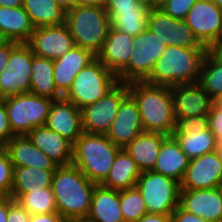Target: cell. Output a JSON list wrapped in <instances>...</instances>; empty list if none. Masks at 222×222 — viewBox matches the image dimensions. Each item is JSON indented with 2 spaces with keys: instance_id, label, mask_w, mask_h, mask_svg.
Instances as JSON below:
<instances>
[{
  "instance_id": "30",
  "label": "cell",
  "mask_w": 222,
  "mask_h": 222,
  "mask_svg": "<svg viewBox=\"0 0 222 222\" xmlns=\"http://www.w3.org/2000/svg\"><path fill=\"white\" fill-rule=\"evenodd\" d=\"M53 60L33 54L30 93L52 100L61 99L53 79Z\"/></svg>"
},
{
  "instance_id": "43",
  "label": "cell",
  "mask_w": 222,
  "mask_h": 222,
  "mask_svg": "<svg viewBox=\"0 0 222 222\" xmlns=\"http://www.w3.org/2000/svg\"><path fill=\"white\" fill-rule=\"evenodd\" d=\"M171 222H208L205 219L186 212L180 206L171 214Z\"/></svg>"
},
{
  "instance_id": "34",
  "label": "cell",
  "mask_w": 222,
  "mask_h": 222,
  "mask_svg": "<svg viewBox=\"0 0 222 222\" xmlns=\"http://www.w3.org/2000/svg\"><path fill=\"white\" fill-rule=\"evenodd\" d=\"M15 201L30 215L57 212L52 188L43 189L38 185L30 193L20 194Z\"/></svg>"
},
{
  "instance_id": "61",
  "label": "cell",
  "mask_w": 222,
  "mask_h": 222,
  "mask_svg": "<svg viewBox=\"0 0 222 222\" xmlns=\"http://www.w3.org/2000/svg\"><path fill=\"white\" fill-rule=\"evenodd\" d=\"M218 189L220 190L221 196H222V182L218 185Z\"/></svg>"
},
{
  "instance_id": "20",
  "label": "cell",
  "mask_w": 222,
  "mask_h": 222,
  "mask_svg": "<svg viewBox=\"0 0 222 222\" xmlns=\"http://www.w3.org/2000/svg\"><path fill=\"white\" fill-rule=\"evenodd\" d=\"M95 57L90 50L74 46L63 56L53 60L54 84L62 97L68 92L76 75Z\"/></svg>"
},
{
  "instance_id": "50",
  "label": "cell",
  "mask_w": 222,
  "mask_h": 222,
  "mask_svg": "<svg viewBox=\"0 0 222 222\" xmlns=\"http://www.w3.org/2000/svg\"><path fill=\"white\" fill-rule=\"evenodd\" d=\"M65 12L72 10L76 5V0H54Z\"/></svg>"
},
{
  "instance_id": "3",
  "label": "cell",
  "mask_w": 222,
  "mask_h": 222,
  "mask_svg": "<svg viewBox=\"0 0 222 222\" xmlns=\"http://www.w3.org/2000/svg\"><path fill=\"white\" fill-rule=\"evenodd\" d=\"M206 53L207 48L167 46L145 82L168 87L198 83Z\"/></svg>"
},
{
  "instance_id": "54",
  "label": "cell",
  "mask_w": 222,
  "mask_h": 222,
  "mask_svg": "<svg viewBox=\"0 0 222 222\" xmlns=\"http://www.w3.org/2000/svg\"><path fill=\"white\" fill-rule=\"evenodd\" d=\"M10 40L0 32V48L4 45H6Z\"/></svg>"
},
{
  "instance_id": "46",
  "label": "cell",
  "mask_w": 222,
  "mask_h": 222,
  "mask_svg": "<svg viewBox=\"0 0 222 222\" xmlns=\"http://www.w3.org/2000/svg\"><path fill=\"white\" fill-rule=\"evenodd\" d=\"M19 43L14 41H9L6 45L0 48V73L5 68L6 63L9 61L11 51L18 45Z\"/></svg>"
},
{
  "instance_id": "1",
  "label": "cell",
  "mask_w": 222,
  "mask_h": 222,
  "mask_svg": "<svg viewBox=\"0 0 222 222\" xmlns=\"http://www.w3.org/2000/svg\"><path fill=\"white\" fill-rule=\"evenodd\" d=\"M128 90L138 105L143 130L172 136L176 119L171 87L134 81Z\"/></svg>"
},
{
  "instance_id": "36",
  "label": "cell",
  "mask_w": 222,
  "mask_h": 222,
  "mask_svg": "<svg viewBox=\"0 0 222 222\" xmlns=\"http://www.w3.org/2000/svg\"><path fill=\"white\" fill-rule=\"evenodd\" d=\"M119 200L125 222H137L148 213L142 194L136 186L119 190Z\"/></svg>"
},
{
  "instance_id": "53",
  "label": "cell",
  "mask_w": 222,
  "mask_h": 222,
  "mask_svg": "<svg viewBox=\"0 0 222 222\" xmlns=\"http://www.w3.org/2000/svg\"><path fill=\"white\" fill-rule=\"evenodd\" d=\"M67 222H96V221L86 216V217L73 218V219L67 220Z\"/></svg>"
},
{
  "instance_id": "6",
  "label": "cell",
  "mask_w": 222,
  "mask_h": 222,
  "mask_svg": "<svg viewBox=\"0 0 222 222\" xmlns=\"http://www.w3.org/2000/svg\"><path fill=\"white\" fill-rule=\"evenodd\" d=\"M118 83L117 75L95 57L76 75L63 98L82 109L105 96Z\"/></svg>"
},
{
  "instance_id": "27",
  "label": "cell",
  "mask_w": 222,
  "mask_h": 222,
  "mask_svg": "<svg viewBox=\"0 0 222 222\" xmlns=\"http://www.w3.org/2000/svg\"><path fill=\"white\" fill-rule=\"evenodd\" d=\"M140 175L141 171L136 162L124 148H121L106 179L100 185L115 190L132 188L136 186Z\"/></svg>"
},
{
  "instance_id": "44",
  "label": "cell",
  "mask_w": 222,
  "mask_h": 222,
  "mask_svg": "<svg viewBox=\"0 0 222 222\" xmlns=\"http://www.w3.org/2000/svg\"><path fill=\"white\" fill-rule=\"evenodd\" d=\"M141 0H107L105 9H135Z\"/></svg>"
},
{
  "instance_id": "25",
  "label": "cell",
  "mask_w": 222,
  "mask_h": 222,
  "mask_svg": "<svg viewBox=\"0 0 222 222\" xmlns=\"http://www.w3.org/2000/svg\"><path fill=\"white\" fill-rule=\"evenodd\" d=\"M166 137L162 133L143 131L124 149L136 162L141 172L152 171L159 155L160 146Z\"/></svg>"
},
{
  "instance_id": "4",
  "label": "cell",
  "mask_w": 222,
  "mask_h": 222,
  "mask_svg": "<svg viewBox=\"0 0 222 222\" xmlns=\"http://www.w3.org/2000/svg\"><path fill=\"white\" fill-rule=\"evenodd\" d=\"M120 149L106 134L83 132L73 144L72 164L91 182L100 185L106 179Z\"/></svg>"
},
{
  "instance_id": "38",
  "label": "cell",
  "mask_w": 222,
  "mask_h": 222,
  "mask_svg": "<svg viewBox=\"0 0 222 222\" xmlns=\"http://www.w3.org/2000/svg\"><path fill=\"white\" fill-rule=\"evenodd\" d=\"M208 128V115L180 118L176 120L175 129L172 134L193 135L192 131H204Z\"/></svg>"
},
{
  "instance_id": "17",
  "label": "cell",
  "mask_w": 222,
  "mask_h": 222,
  "mask_svg": "<svg viewBox=\"0 0 222 222\" xmlns=\"http://www.w3.org/2000/svg\"><path fill=\"white\" fill-rule=\"evenodd\" d=\"M179 206L208 222H222V196L218 187L180 190Z\"/></svg>"
},
{
  "instance_id": "49",
  "label": "cell",
  "mask_w": 222,
  "mask_h": 222,
  "mask_svg": "<svg viewBox=\"0 0 222 222\" xmlns=\"http://www.w3.org/2000/svg\"><path fill=\"white\" fill-rule=\"evenodd\" d=\"M107 0H76L77 5L105 8Z\"/></svg>"
},
{
  "instance_id": "7",
  "label": "cell",
  "mask_w": 222,
  "mask_h": 222,
  "mask_svg": "<svg viewBox=\"0 0 222 222\" xmlns=\"http://www.w3.org/2000/svg\"><path fill=\"white\" fill-rule=\"evenodd\" d=\"M2 100L15 136L27 135L34 128L45 125L54 101L32 93L19 94Z\"/></svg>"
},
{
  "instance_id": "52",
  "label": "cell",
  "mask_w": 222,
  "mask_h": 222,
  "mask_svg": "<svg viewBox=\"0 0 222 222\" xmlns=\"http://www.w3.org/2000/svg\"><path fill=\"white\" fill-rule=\"evenodd\" d=\"M24 0H0V7H20L23 6Z\"/></svg>"
},
{
  "instance_id": "56",
  "label": "cell",
  "mask_w": 222,
  "mask_h": 222,
  "mask_svg": "<svg viewBox=\"0 0 222 222\" xmlns=\"http://www.w3.org/2000/svg\"><path fill=\"white\" fill-rule=\"evenodd\" d=\"M214 102L222 107V93L214 100Z\"/></svg>"
},
{
  "instance_id": "37",
  "label": "cell",
  "mask_w": 222,
  "mask_h": 222,
  "mask_svg": "<svg viewBox=\"0 0 222 222\" xmlns=\"http://www.w3.org/2000/svg\"><path fill=\"white\" fill-rule=\"evenodd\" d=\"M14 167L5 146H0V190L10 197L13 187Z\"/></svg>"
},
{
  "instance_id": "5",
  "label": "cell",
  "mask_w": 222,
  "mask_h": 222,
  "mask_svg": "<svg viewBox=\"0 0 222 222\" xmlns=\"http://www.w3.org/2000/svg\"><path fill=\"white\" fill-rule=\"evenodd\" d=\"M65 23L75 46L90 50L95 56L102 49L111 28L105 8L76 5L66 12Z\"/></svg>"
},
{
  "instance_id": "11",
  "label": "cell",
  "mask_w": 222,
  "mask_h": 222,
  "mask_svg": "<svg viewBox=\"0 0 222 222\" xmlns=\"http://www.w3.org/2000/svg\"><path fill=\"white\" fill-rule=\"evenodd\" d=\"M33 51L27 43H19L0 73V99L30 93Z\"/></svg>"
},
{
  "instance_id": "40",
  "label": "cell",
  "mask_w": 222,
  "mask_h": 222,
  "mask_svg": "<svg viewBox=\"0 0 222 222\" xmlns=\"http://www.w3.org/2000/svg\"><path fill=\"white\" fill-rule=\"evenodd\" d=\"M208 118L210 131L214 135L217 143L222 142V107L214 102Z\"/></svg>"
},
{
  "instance_id": "16",
  "label": "cell",
  "mask_w": 222,
  "mask_h": 222,
  "mask_svg": "<svg viewBox=\"0 0 222 222\" xmlns=\"http://www.w3.org/2000/svg\"><path fill=\"white\" fill-rule=\"evenodd\" d=\"M175 119L208 115L214 100L199 83L171 87Z\"/></svg>"
},
{
  "instance_id": "9",
  "label": "cell",
  "mask_w": 222,
  "mask_h": 222,
  "mask_svg": "<svg viewBox=\"0 0 222 222\" xmlns=\"http://www.w3.org/2000/svg\"><path fill=\"white\" fill-rule=\"evenodd\" d=\"M136 187L149 214L170 215L179 206L180 183L154 171L141 172Z\"/></svg>"
},
{
  "instance_id": "57",
  "label": "cell",
  "mask_w": 222,
  "mask_h": 222,
  "mask_svg": "<svg viewBox=\"0 0 222 222\" xmlns=\"http://www.w3.org/2000/svg\"><path fill=\"white\" fill-rule=\"evenodd\" d=\"M167 0H154V7H159Z\"/></svg>"
},
{
  "instance_id": "60",
  "label": "cell",
  "mask_w": 222,
  "mask_h": 222,
  "mask_svg": "<svg viewBox=\"0 0 222 222\" xmlns=\"http://www.w3.org/2000/svg\"><path fill=\"white\" fill-rule=\"evenodd\" d=\"M147 2L151 7H154V0H141Z\"/></svg>"
},
{
  "instance_id": "2",
  "label": "cell",
  "mask_w": 222,
  "mask_h": 222,
  "mask_svg": "<svg viewBox=\"0 0 222 222\" xmlns=\"http://www.w3.org/2000/svg\"><path fill=\"white\" fill-rule=\"evenodd\" d=\"M96 185L75 165L58 166L52 179L57 212L66 220L88 216Z\"/></svg>"
},
{
  "instance_id": "42",
  "label": "cell",
  "mask_w": 222,
  "mask_h": 222,
  "mask_svg": "<svg viewBox=\"0 0 222 222\" xmlns=\"http://www.w3.org/2000/svg\"><path fill=\"white\" fill-rule=\"evenodd\" d=\"M31 215L21 207L15 200L8 197L7 222H29Z\"/></svg>"
},
{
  "instance_id": "29",
  "label": "cell",
  "mask_w": 222,
  "mask_h": 222,
  "mask_svg": "<svg viewBox=\"0 0 222 222\" xmlns=\"http://www.w3.org/2000/svg\"><path fill=\"white\" fill-rule=\"evenodd\" d=\"M152 7L142 1L135 9H105L111 27L131 36H137L148 28L149 11Z\"/></svg>"
},
{
  "instance_id": "14",
  "label": "cell",
  "mask_w": 222,
  "mask_h": 222,
  "mask_svg": "<svg viewBox=\"0 0 222 222\" xmlns=\"http://www.w3.org/2000/svg\"><path fill=\"white\" fill-rule=\"evenodd\" d=\"M33 54L47 59H57L75 46L74 39L66 23L34 28L27 43Z\"/></svg>"
},
{
  "instance_id": "8",
  "label": "cell",
  "mask_w": 222,
  "mask_h": 222,
  "mask_svg": "<svg viewBox=\"0 0 222 222\" xmlns=\"http://www.w3.org/2000/svg\"><path fill=\"white\" fill-rule=\"evenodd\" d=\"M166 47V43L149 28L139 33L134 37L128 64L117 74L118 82L145 81Z\"/></svg>"
},
{
  "instance_id": "55",
  "label": "cell",
  "mask_w": 222,
  "mask_h": 222,
  "mask_svg": "<svg viewBox=\"0 0 222 222\" xmlns=\"http://www.w3.org/2000/svg\"><path fill=\"white\" fill-rule=\"evenodd\" d=\"M217 151L222 163V142L218 143Z\"/></svg>"
},
{
  "instance_id": "21",
  "label": "cell",
  "mask_w": 222,
  "mask_h": 222,
  "mask_svg": "<svg viewBox=\"0 0 222 222\" xmlns=\"http://www.w3.org/2000/svg\"><path fill=\"white\" fill-rule=\"evenodd\" d=\"M58 166L70 165L73 160V144L46 125L38 126L26 135Z\"/></svg>"
},
{
  "instance_id": "15",
  "label": "cell",
  "mask_w": 222,
  "mask_h": 222,
  "mask_svg": "<svg viewBox=\"0 0 222 222\" xmlns=\"http://www.w3.org/2000/svg\"><path fill=\"white\" fill-rule=\"evenodd\" d=\"M222 182V163L215 150L190 159L180 189H212Z\"/></svg>"
},
{
  "instance_id": "41",
  "label": "cell",
  "mask_w": 222,
  "mask_h": 222,
  "mask_svg": "<svg viewBox=\"0 0 222 222\" xmlns=\"http://www.w3.org/2000/svg\"><path fill=\"white\" fill-rule=\"evenodd\" d=\"M14 135L12 132L5 104L0 99V146H4Z\"/></svg>"
},
{
  "instance_id": "18",
  "label": "cell",
  "mask_w": 222,
  "mask_h": 222,
  "mask_svg": "<svg viewBox=\"0 0 222 222\" xmlns=\"http://www.w3.org/2000/svg\"><path fill=\"white\" fill-rule=\"evenodd\" d=\"M143 131L138 105L129 94L121 102L117 116L106 136L115 145L124 148Z\"/></svg>"
},
{
  "instance_id": "10",
  "label": "cell",
  "mask_w": 222,
  "mask_h": 222,
  "mask_svg": "<svg viewBox=\"0 0 222 222\" xmlns=\"http://www.w3.org/2000/svg\"><path fill=\"white\" fill-rule=\"evenodd\" d=\"M129 95L128 83H118L105 96L81 109L82 129L90 134H107L121 102Z\"/></svg>"
},
{
  "instance_id": "32",
  "label": "cell",
  "mask_w": 222,
  "mask_h": 222,
  "mask_svg": "<svg viewBox=\"0 0 222 222\" xmlns=\"http://www.w3.org/2000/svg\"><path fill=\"white\" fill-rule=\"evenodd\" d=\"M23 8L35 28L65 23L66 12L54 0H24Z\"/></svg>"
},
{
  "instance_id": "24",
  "label": "cell",
  "mask_w": 222,
  "mask_h": 222,
  "mask_svg": "<svg viewBox=\"0 0 222 222\" xmlns=\"http://www.w3.org/2000/svg\"><path fill=\"white\" fill-rule=\"evenodd\" d=\"M189 162L190 158L182 151L175 138L167 136L160 146L159 155L152 171L181 183Z\"/></svg>"
},
{
  "instance_id": "26",
  "label": "cell",
  "mask_w": 222,
  "mask_h": 222,
  "mask_svg": "<svg viewBox=\"0 0 222 222\" xmlns=\"http://www.w3.org/2000/svg\"><path fill=\"white\" fill-rule=\"evenodd\" d=\"M88 217L96 222H125L119 200V190L96 185Z\"/></svg>"
},
{
  "instance_id": "28",
  "label": "cell",
  "mask_w": 222,
  "mask_h": 222,
  "mask_svg": "<svg viewBox=\"0 0 222 222\" xmlns=\"http://www.w3.org/2000/svg\"><path fill=\"white\" fill-rule=\"evenodd\" d=\"M34 28L23 6L0 7V32L10 41L28 43Z\"/></svg>"
},
{
  "instance_id": "39",
  "label": "cell",
  "mask_w": 222,
  "mask_h": 222,
  "mask_svg": "<svg viewBox=\"0 0 222 222\" xmlns=\"http://www.w3.org/2000/svg\"><path fill=\"white\" fill-rule=\"evenodd\" d=\"M197 0H167L159 6L161 10L172 18L185 19L190 8Z\"/></svg>"
},
{
  "instance_id": "13",
  "label": "cell",
  "mask_w": 222,
  "mask_h": 222,
  "mask_svg": "<svg viewBox=\"0 0 222 222\" xmlns=\"http://www.w3.org/2000/svg\"><path fill=\"white\" fill-rule=\"evenodd\" d=\"M184 20L198 41L207 48L222 38V8L211 0H197Z\"/></svg>"
},
{
  "instance_id": "45",
  "label": "cell",
  "mask_w": 222,
  "mask_h": 222,
  "mask_svg": "<svg viewBox=\"0 0 222 222\" xmlns=\"http://www.w3.org/2000/svg\"><path fill=\"white\" fill-rule=\"evenodd\" d=\"M29 222H67L58 212L31 215Z\"/></svg>"
},
{
  "instance_id": "23",
  "label": "cell",
  "mask_w": 222,
  "mask_h": 222,
  "mask_svg": "<svg viewBox=\"0 0 222 222\" xmlns=\"http://www.w3.org/2000/svg\"><path fill=\"white\" fill-rule=\"evenodd\" d=\"M4 146L13 167H35L43 170H56L58 167L26 135L13 136Z\"/></svg>"
},
{
  "instance_id": "35",
  "label": "cell",
  "mask_w": 222,
  "mask_h": 222,
  "mask_svg": "<svg viewBox=\"0 0 222 222\" xmlns=\"http://www.w3.org/2000/svg\"><path fill=\"white\" fill-rule=\"evenodd\" d=\"M208 95L215 100L222 93V63L206 53L198 82Z\"/></svg>"
},
{
  "instance_id": "47",
  "label": "cell",
  "mask_w": 222,
  "mask_h": 222,
  "mask_svg": "<svg viewBox=\"0 0 222 222\" xmlns=\"http://www.w3.org/2000/svg\"><path fill=\"white\" fill-rule=\"evenodd\" d=\"M207 52L218 62L222 63V38L212 43Z\"/></svg>"
},
{
  "instance_id": "59",
  "label": "cell",
  "mask_w": 222,
  "mask_h": 222,
  "mask_svg": "<svg viewBox=\"0 0 222 222\" xmlns=\"http://www.w3.org/2000/svg\"><path fill=\"white\" fill-rule=\"evenodd\" d=\"M7 196L0 190V202H2Z\"/></svg>"
},
{
  "instance_id": "33",
  "label": "cell",
  "mask_w": 222,
  "mask_h": 222,
  "mask_svg": "<svg viewBox=\"0 0 222 222\" xmlns=\"http://www.w3.org/2000/svg\"><path fill=\"white\" fill-rule=\"evenodd\" d=\"M192 132L193 135L172 134L182 151L190 159L217 150L218 143L209 128L204 131Z\"/></svg>"
},
{
  "instance_id": "31",
  "label": "cell",
  "mask_w": 222,
  "mask_h": 222,
  "mask_svg": "<svg viewBox=\"0 0 222 222\" xmlns=\"http://www.w3.org/2000/svg\"><path fill=\"white\" fill-rule=\"evenodd\" d=\"M55 170H43L35 167H14L13 187L10 197L15 200L20 194L30 193L37 188H52Z\"/></svg>"
},
{
  "instance_id": "22",
  "label": "cell",
  "mask_w": 222,
  "mask_h": 222,
  "mask_svg": "<svg viewBox=\"0 0 222 222\" xmlns=\"http://www.w3.org/2000/svg\"><path fill=\"white\" fill-rule=\"evenodd\" d=\"M133 40L134 36L111 27L96 58L117 75L130 60Z\"/></svg>"
},
{
  "instance_id": "12",
  "label": "cell",
  "mask_w": 222,
  "mask_h": 222,
  "mask_svg": "<svg viewBox=\"0 0 222 222\" xmlns=\"http://www.w3.org/2000/svg\"><path fill=\"white\" fill-rule=\"evenodd\" d=\"M148 28L167 46L207 48L198 41L184 19L172 18L159 7L150 9Z\"/></svg>"
},
{
  "instance_id": "51",
  "label": "cell",
  "mask_w": 222,
  "mask_h": 222,
  "mask_svg": "<svg viewBox=\"0 0 222 222\" xmlns=\"http://www.w3.org/2000/svg\"><path fill=\"white\" fill-rule=\"evenodd\" d=\"M8 217V197L0 202V222H7Z\"/></svg>"
},
{
  "instance_id": "19",
  "label": "cell",
  "mask_w": 222,
  "mask_h": 222,
  "mask_svg": "<svg viewBox=\"0 0 222 222\" xmlns=\"http://www.w3.org/2000/svg\"><path fill=\"white\" fill-rule=\"evenodd\" d=\"M45 125L74 144L83 133L81 109L63 97L54 100Z\"/></svg>"
},
{
  "instance_id": "58",
  "label": "cell",
  "mask_w": 222,
  "mask_h": 222,
  "mask_svg": "<svg viewBox=\"0 0 222 222\" xmlns=\"http://www.w3.org/2000/svg\"><path fill=\"white\" fill-rule=\"evenodd\" d=\"M214 2L219 8H222V0H211Z\"/></svg>"
},
{
  "instance_id": "48",
  "label": "cell",
  "mask_w": 222,
  "mask_h": 222,
  "mask_svg": "<svg viewBox=\"0 0 222 222\" xmlns=\"http://www.w3.org/2000/svg\"><path fill=\"white\" fill-rule=\"evenodd\" d=\"M137 222H171V216L165 214H145Z\"/></svg>"
}]
</instances>
